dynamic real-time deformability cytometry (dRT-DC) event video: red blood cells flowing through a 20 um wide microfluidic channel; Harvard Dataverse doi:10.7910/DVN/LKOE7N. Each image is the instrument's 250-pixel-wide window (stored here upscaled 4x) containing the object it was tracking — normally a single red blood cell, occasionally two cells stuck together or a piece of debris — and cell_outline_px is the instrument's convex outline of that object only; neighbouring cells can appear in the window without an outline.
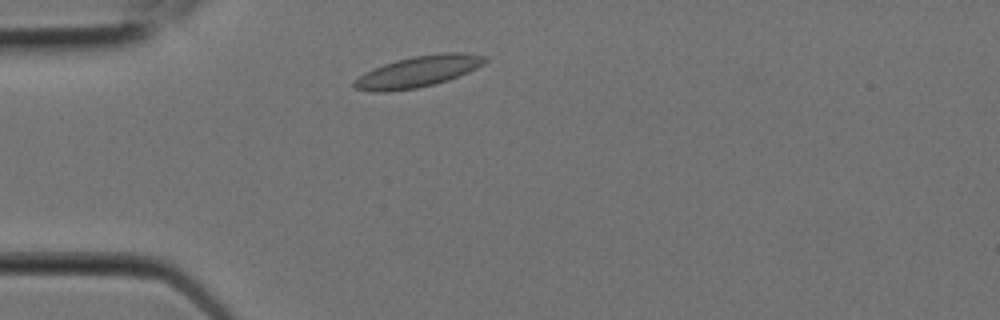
{"species": "Egyptian fruit bat (a non-hibernating species)", "species_latin": "Rousettus aegyptiacus", "temperature_condition": "room temperature", "stored_images_in_passage": 6, "camera_frame_rate_fps": 3000, "um_per_image_px": 0.085, "animal": {"sex": "female"}, "frame": {"image": 1, "passage_image": 2, "time_ms": 0.333, "image_size_px": [1000, 320], "cell_outline_px": [[488, 60], [484, 64], [468, 72], [448, 80], [416, 88], [384, 92], [372, 92], [356, 88], [352, 84], [352, 80], [372, 68], [396, 60], [412, 56], [444, 52], [460, 52], [488, 56]], "centroid_in_image_um": [35.53, 6.07], "position_along_channel_um": 49.5, "area_um2": 23.81}}
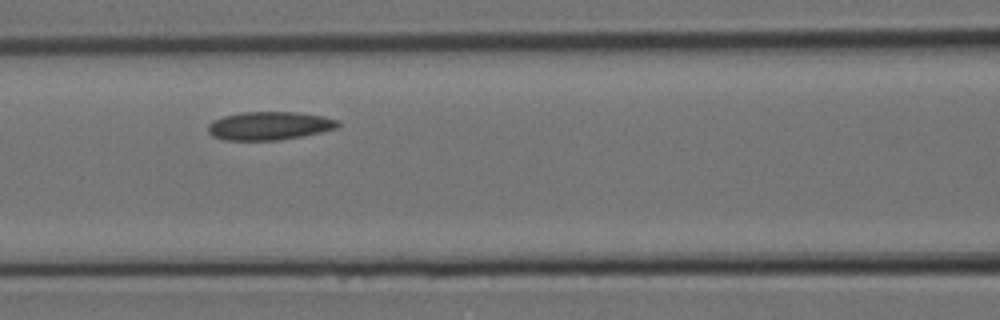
{"frame": {"image": 2, "passage_image": 5, "time_ms": 1.333, "image_size_px": [1000, 320], "cell_outline_px": [[340, 124], [336, 128], [320, 132], [280, 140], [224, 140], [212, 136], [208, 132], [208, 124], [212, 120], [224, 116], [240, 112], [300, 112], [324, 116], [336, 120]], "centroid_in_image_um": [22.85, 10.68], "position_along_channel_um": 143.7, "area_um2": 21.44}}
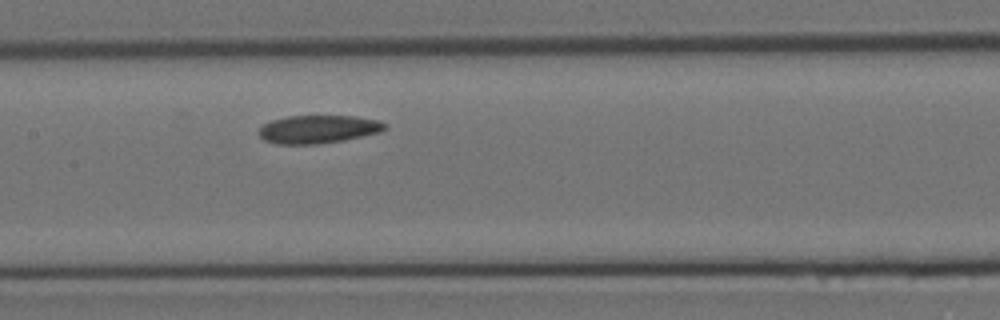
{"frame": {"image": 3, "passage_image": 6, "time_ms": 1.667, "image_size_px": [1000, 320], "cell_outline_px": [[388, 128], [380, 132], [344, 140], [316, 144], [276, 144], [264, 140], [260, 136], [260, 128], [264, 124], [272, 120], [288, 116], [356, 116], [380, 120], [388, 124]], "centroid_in_image_um": [27.1, 10.98], "position_along_channel_um": 180.3, "area_um2": 20.69}}